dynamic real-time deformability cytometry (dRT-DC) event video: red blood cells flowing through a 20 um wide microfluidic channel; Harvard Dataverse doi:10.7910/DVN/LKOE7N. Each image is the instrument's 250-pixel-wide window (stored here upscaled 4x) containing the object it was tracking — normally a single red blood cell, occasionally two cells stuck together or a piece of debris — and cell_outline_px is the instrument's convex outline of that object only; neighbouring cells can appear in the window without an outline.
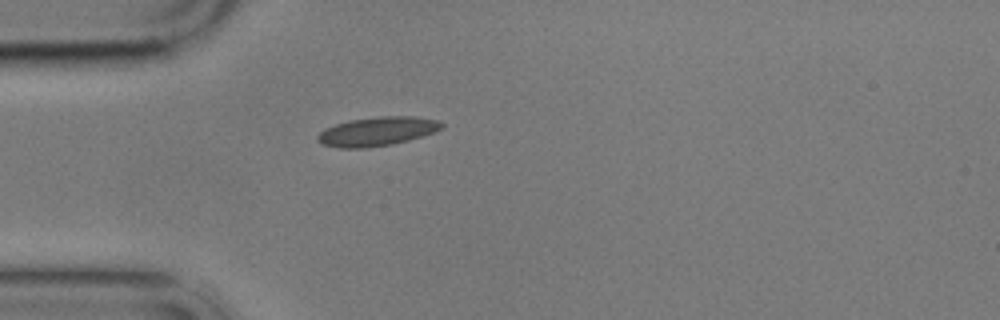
{"species": "common noctule bat (a hibernating species)", "species_latin": "Nyctalus noctula", "temperature_condition": "cold", "stored_images_in_passage": 1, "camera_frame_rate_fps": 3000, "um_per_image_px": 0.085, "animal": {"sex": "male", "body_mass_g": 17.9}, "frame": {"image": 1, "passage_image": 1, "time_ms": 0.0, "image_size_px": [1000, 320], "cell_outline_px": [[444, 128], [436, 132], [408, 140], [392, 144], [364, 148], [340, 148], [320, 144], [316, 140], [316, 136], [324, 128], [336, 124], [352, 120], [380, 116], [412, 116], [436, 120], [444, 124]], "centroid_in_image_um": [32.05, 11.17], "position_along_channel_um": 53.0, "area_um2": 20.98}}